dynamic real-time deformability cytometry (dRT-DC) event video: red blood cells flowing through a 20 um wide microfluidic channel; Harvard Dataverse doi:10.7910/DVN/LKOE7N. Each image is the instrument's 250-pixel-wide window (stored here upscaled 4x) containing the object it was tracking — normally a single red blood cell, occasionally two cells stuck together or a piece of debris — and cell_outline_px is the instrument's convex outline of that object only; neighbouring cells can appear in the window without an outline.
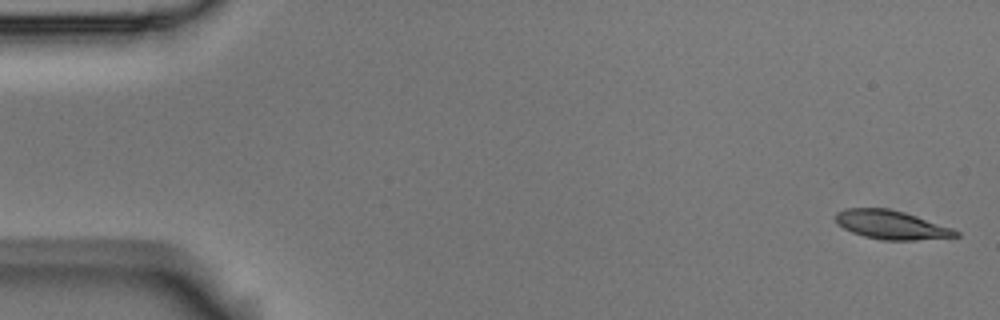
{"species": "Egyptian fruit bat (a non-hibernating species)", "species_latin": "Rousettus aegyptiacus", "temperature_condition": "room temperature", "stored_images_in_passage": 6, "camera_frame_rate_fps": 3000, "um_per_image_px": 0.085, "animal": {"sex": "male"}, "frame": {"image": 1, "passage_image": 1, "time_ms": 0.0, "image_size_px": [1000, 320], "cell_outline_px": [[960, 236], [916, 240], [880, 240], [864, 236], [852, 232], [836, 224], [836, 212], [844, 208], [888, 208], [904, 212], [952, 228], [960, 232]], "centroid_in_image_um": [75.74, 19.11], "position_along_channel_um": 9.3, "area_um2": 20.11}}